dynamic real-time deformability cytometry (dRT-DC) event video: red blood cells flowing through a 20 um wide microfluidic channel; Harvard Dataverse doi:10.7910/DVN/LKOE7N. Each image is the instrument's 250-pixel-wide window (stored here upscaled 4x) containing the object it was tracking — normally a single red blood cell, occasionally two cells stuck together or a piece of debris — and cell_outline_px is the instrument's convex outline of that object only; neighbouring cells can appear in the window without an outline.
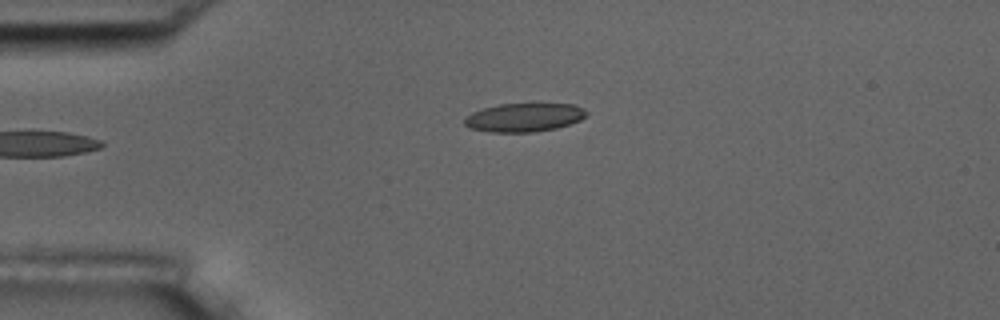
{"species": "common noctule bat (a hibernating species)", "species_latin": "Nyctalus noctula", "temperature_condition": "room temperature", "stored_images_in_passage": 3, "camera_frame_rate_fps": 3000, "um_per_image_px": 0.085, "animal": {"sex": "male", "body_mass_g": 17.5, "forearm_length_mm": 52.3}, "frame": {"image": 1, "passage_image": 3, "time_ms": 2.333, "image_size_px": [1000, 320], "cell_outline_px": [[588, 112], [580, 120], [556, 128], [536, 132], [488, 132], [468, 128], [464, 124], [464, 120], [472, 112], [484, 108], [500, 104], [576, 104], [584, 108]], "centroid_in_image_um": [44.55, 9.99], "position_along_channel_um": 40.5, "area_um2": 20.29}}